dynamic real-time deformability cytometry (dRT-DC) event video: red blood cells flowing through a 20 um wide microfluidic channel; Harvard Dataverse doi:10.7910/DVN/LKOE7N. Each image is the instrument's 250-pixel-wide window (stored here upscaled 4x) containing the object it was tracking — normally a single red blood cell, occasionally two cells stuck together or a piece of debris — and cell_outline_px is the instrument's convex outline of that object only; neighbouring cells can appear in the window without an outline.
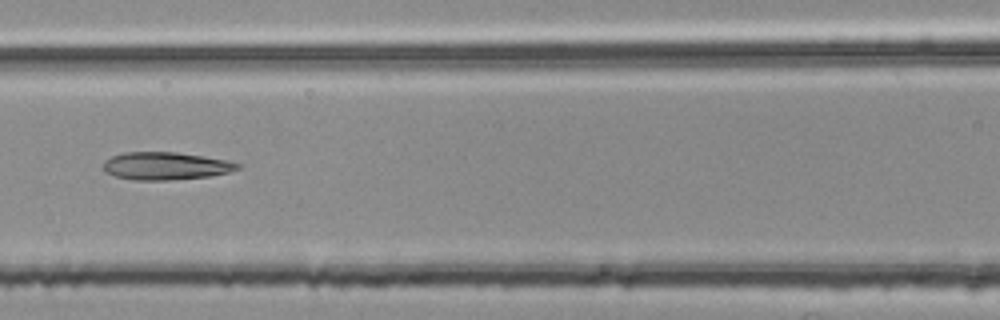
{"species": "common noctule bat (a hibernating species)", "species_latin": "Nyctalus noctula", "temperature_condition": "room temperature", "stored_images_in_passage": 5, "camera_frame_rate_fps": 3000, "um_per_image_px": 0.085, "animal": {"sex": "female", "body_mass_g": 25.1}, "frame": {"image": 1, "passage_image": 5, "time_ms": 1.333, "image_size_px": [1000, 320], "cell_outline_px": [[240, 168], [228, 172], [208, 176], [168, 180], [132, 180], [116, 176], [104, 172], [100, 168], [100, 164], [104, 160], [112, 156], [124, 152], [176, 152], [224, 160], [240, 164]], "centroid_in_image_um": [13.96, 14.11], "position_along_channel_um": 152.6, "area_um2": 21.62}}